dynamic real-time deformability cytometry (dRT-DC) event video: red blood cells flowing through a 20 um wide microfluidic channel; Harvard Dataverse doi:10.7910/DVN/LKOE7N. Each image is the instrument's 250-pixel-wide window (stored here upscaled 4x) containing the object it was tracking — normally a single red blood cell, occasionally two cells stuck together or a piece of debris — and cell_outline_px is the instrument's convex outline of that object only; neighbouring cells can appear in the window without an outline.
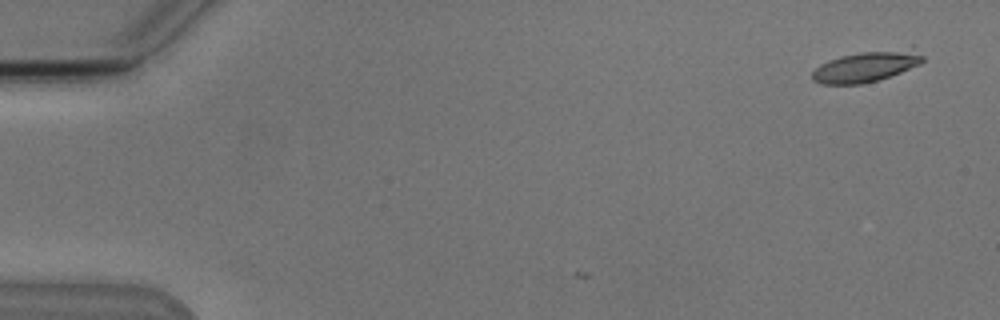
{"species": "Egyptian fruit bat (a non-hibernating species)", "species_latin": "Rousettus aegyptiacus", "temperature_condition": "cold", "stored_images_in_passage": 4, "camera_frame_rate_fps": 3000, "um_per_image_px": 0.085, "animal": {"sex": "male"}, "frame": {"image": 1, "passage_image": 1, "time_ms": 0.0, "image_size_px": [1000, 320], "cell_outline_px": [[924, 60], [920, 64], [900, 72], [876, 80], [860, 84], [820, 84], [812, 80], [812, 72], [820, 64], [840, 56], [860, 52], [912, 44], [924, 56]], "centroid_in_image_um": [73.74, 5.58], "position_along_channel_um": 11.3, "area_um2": 20.52}}